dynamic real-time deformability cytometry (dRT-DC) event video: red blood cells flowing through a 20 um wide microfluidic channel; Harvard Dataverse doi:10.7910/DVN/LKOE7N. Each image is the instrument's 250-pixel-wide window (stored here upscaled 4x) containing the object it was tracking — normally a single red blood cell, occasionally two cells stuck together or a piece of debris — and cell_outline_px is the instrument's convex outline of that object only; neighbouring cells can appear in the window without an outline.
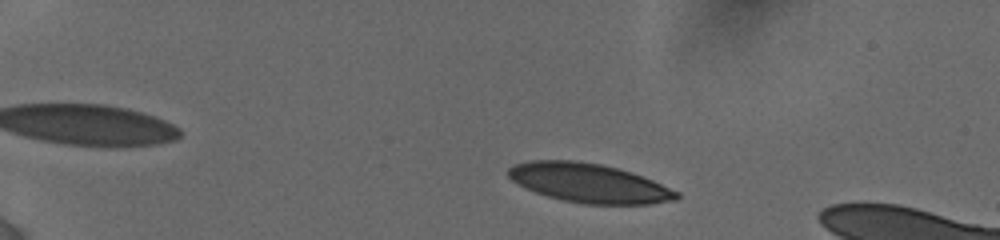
{"species": "human", "species_latin": "Homo sapiens", "temperature_condition": "cold", "stored_images_in_passage": 18, "camera_frame_rate_fps": 3000, "um_per_image_px": 0.085, "donor": {"sex": "female"}, "frame": {"image": 1, "passage_image": 4, "time_ms": 1.0, "image_size_px": [1000, 240], "cell_outline_px": [[680, 196], [676, 200], [648, 204], [584, 204], [564, 200], [548, 196], [536, 192], [516, 184], [508, 176], [508, 168], [516, 164], [532, 160], [572, 160], [600, 164], [620, 168], [644, 176], [680, 192]], "centroid_in_image_um": [50.09, 15.55], "position_along_channel_um": 34.9, "area_um2": 38.38}}
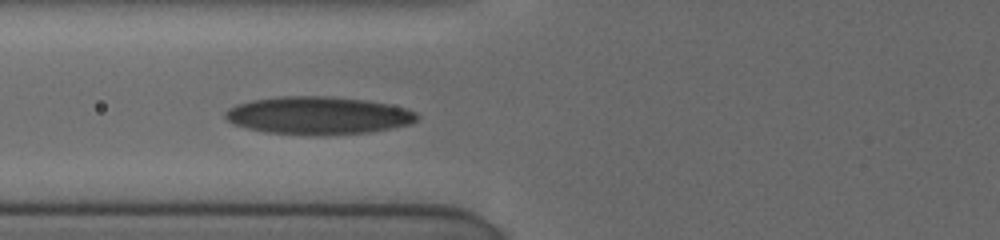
{"frame": {"image": 2, "passage_image": 14, "time_ms": 5.0, "image_size_px": [1000, 240], "cell_outline_px": [[420, 116], [412, 124], [368, 132], [320, 136], [308, 136], [264, 132], [232, 124], [224, 116], [224, 112], [228, 108], [236, 104], [252, 100], [280, 96], [328, 96], [364, 100], [388, 104], [404, 108], [416, 112]], "centroid_in_image_um": [27.01, 9.83], "position_along_channel_um": 98.8, "area_um2": 42.54}}
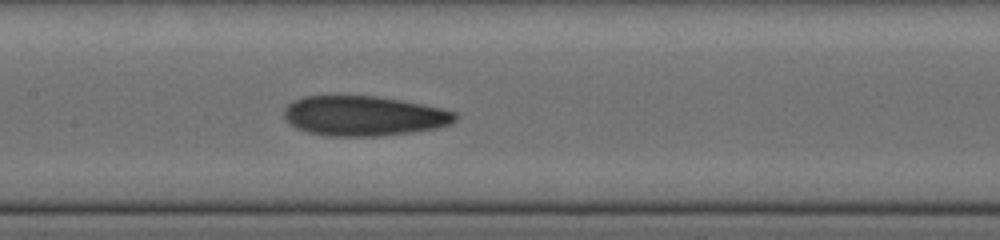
{"frame": {"image": 3, "passage_image": 18, "time_ms": 7.0, "image_size_px": [1000, 240], "cell_outline_px": [[460, 116], [452, 124], [436, 128], [412, 132], [380, 136], [328, 136], [308, 132], [296, 128], [284, 116], [284, 108], [292, 100], [304, 96], [376, 96], [400, 100], [440, 108], [456, 112]], "centroid_in_image_um": [30.94, 9.85], "position_along_channel_um": 176.5, "area_um2": 39.82}}